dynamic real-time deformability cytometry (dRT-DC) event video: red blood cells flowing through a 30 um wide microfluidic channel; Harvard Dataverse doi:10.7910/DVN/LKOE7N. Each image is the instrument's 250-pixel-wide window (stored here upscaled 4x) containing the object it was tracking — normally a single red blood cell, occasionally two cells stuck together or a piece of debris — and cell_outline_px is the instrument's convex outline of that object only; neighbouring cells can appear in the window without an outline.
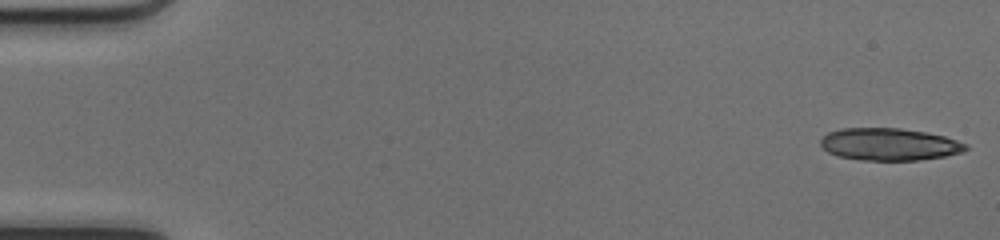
{"species": "common noctule bat (a hibernating species)", "species_latin": "Nyctalus noctula", "temperature_condition": "cold", "stored_images_in_passage": 30, "camera_frame_rate_fps": 3000, "um_per_image_px": 0.085, "animal": {"sex": "female", "body_mass_g": 17.0, "forearm_length_mm": 48.0}, "frame": {"image": 1, "passage_image": 1, "time_ms": 0.0, "image_size_px": [1000, 240], "cell_outline_px": [[968, 148], [964, 152], [944, 156], [920, 160], [860, 160], [836, 156], [828, 152], [820, 144], [820, 140], [828, 132], [840, 128], [900, 128], [924, 132], [944, 136], [968, 144]], "centroid_in_image_um": [75.58, 12.27], "position_along_channel_um": 9.4, "area_um2": 27.4}}
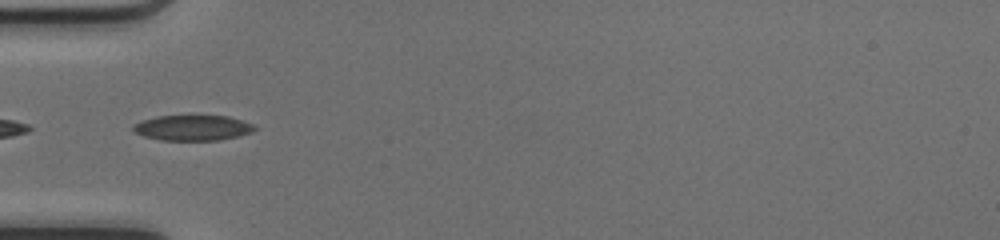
{"frame": {"image": 2, "passage_image": 17, "time_ms": 5.333, "image_size_px": [1000, 240], "cell_outline_px": [[256, 128], [252, 132], [220, 140], [160, 140], [144, 136], [136, 132], [132, 128], [132, 124], [140, 120], [156, 116], [228, 116], [252, 124]], "centroid_in_image_um": [16.32, 10.86], "position_along_channel_um": 68.7, "area_um2": 17.86}}
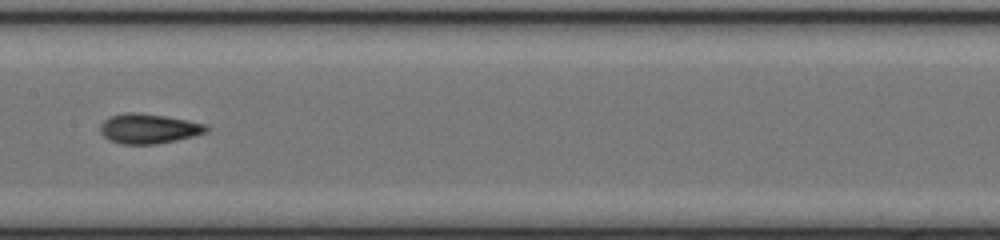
{"frame": {"image": 3, "passage_image": 26, "time_ms": 8.333, "image_size_px": [1000, 240], "cell_outline_px": [[212, 128], [208, 132], [176, 140], [156, 144], [120, 144], [108, 140], [100, 132], [100, 124], [104, 120], [112, 116], [128, 112], [140, 112], [188, 120], [208, 124]], "centroid_in_image_um": [12.67, 10.93], "position_along_channel_um": 194.7, "area_um2": 18.61}}